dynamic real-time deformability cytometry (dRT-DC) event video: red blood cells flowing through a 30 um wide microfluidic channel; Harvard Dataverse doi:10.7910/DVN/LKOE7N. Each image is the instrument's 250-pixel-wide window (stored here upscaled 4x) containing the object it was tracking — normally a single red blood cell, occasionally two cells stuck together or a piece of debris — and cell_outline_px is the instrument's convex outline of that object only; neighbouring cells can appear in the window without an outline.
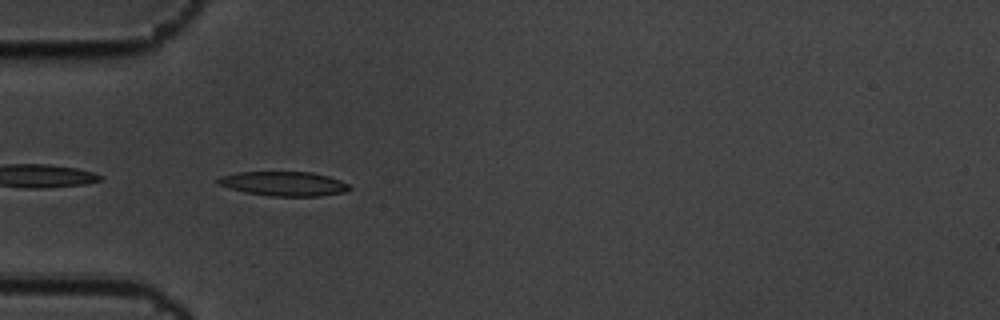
{"species": "common noctule bat (a hibernating species)", "species_latin": "Nyctalus noctula", "temperature_condition": "cold", "stored_images_in_passage": 42, "camera_frame_rate_fps": 3000, "um_per_image_px": 0.085, "animal": {"sex": "male", "body_mass_g": 19.5, "forearm_length_mm": 54.6}, "frame": {"image": 1, "passage_image": 2, "time_ms": 0.333, "image_size_px": [1000, 320], "cell_outline_px": [[352, 188], [344, 192], [320, 196], [268, 196], [244, 192], [216, 184], [216, 180], [220, 176], [240, 172], [312, 172], [328, 176], [340, 180], [348, 184]], "centroid_in_image_um": [24.11, 15.62], "position_along_channel_um": 60.9, "area_um2": 18.73}}
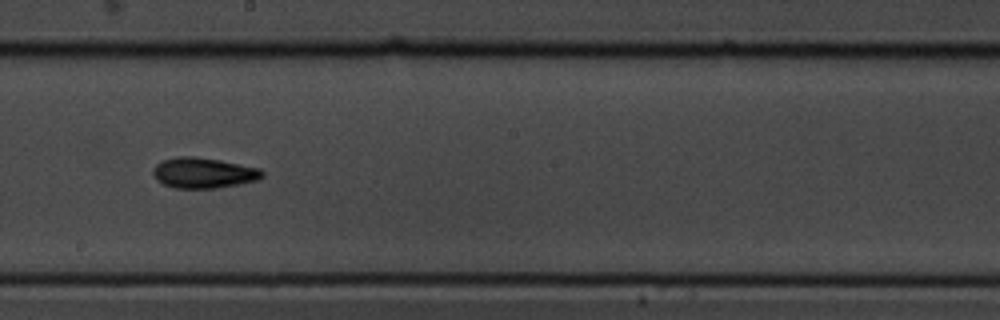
{"frame": {"image": 2, "passage_image": 17, "time_ms": 5.333, "image_size_px": [1000, 320], "cell_outline_px": [[264, 176], [256, 180], [216, 188], [176, 188], [164, 184], [156, 180], [152, 172], [152, 168], [160, 160], [176, 156], [196, 156], [220, 160], [260, 168], [264, 172]], "centroid_in_image_um": [17.25, 14.67], "position_along_channel_um": 230.9, "area_um2": 19.54}}
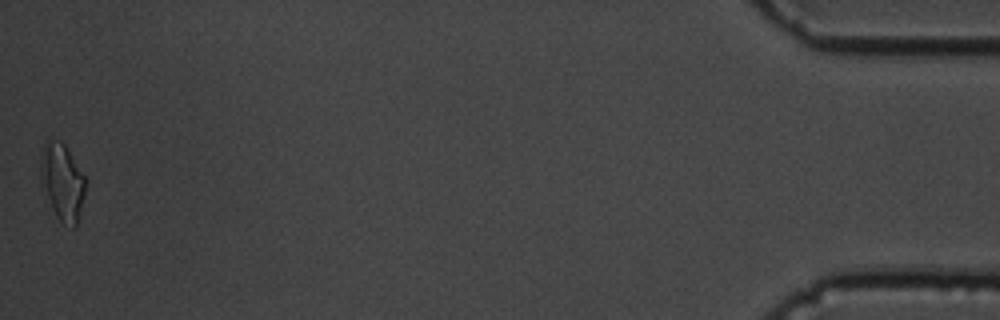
{"frame": {"image": 3, "passage_image": 42, "time_ms": 13.667, "image_size_px": [1000, 320], "cell_outline_px": [[84, 192], [76, 228], [72, 228], [64, 224], [56, 216], [40, 188], [40, 172], [44, 144], [52, 140], [60, 140], [64, 144], [84, 176]], "centroid_in_image_um": [5.26, 15.51], "position_along_channel_um": 429.9, "area_um2": 19.77}, "authors_computed_cell_mechanics": {"area_um2": 18.4382, "velocity_mm_per_s": 3.4603, "shape_relaxation_time_tau1_ms": 3.7986, "shape_relaxation_time_tau2_ms": 6.6687, "deformation_change_tau1": 0.1503, "deformation_change_tau2": 0.1296}}